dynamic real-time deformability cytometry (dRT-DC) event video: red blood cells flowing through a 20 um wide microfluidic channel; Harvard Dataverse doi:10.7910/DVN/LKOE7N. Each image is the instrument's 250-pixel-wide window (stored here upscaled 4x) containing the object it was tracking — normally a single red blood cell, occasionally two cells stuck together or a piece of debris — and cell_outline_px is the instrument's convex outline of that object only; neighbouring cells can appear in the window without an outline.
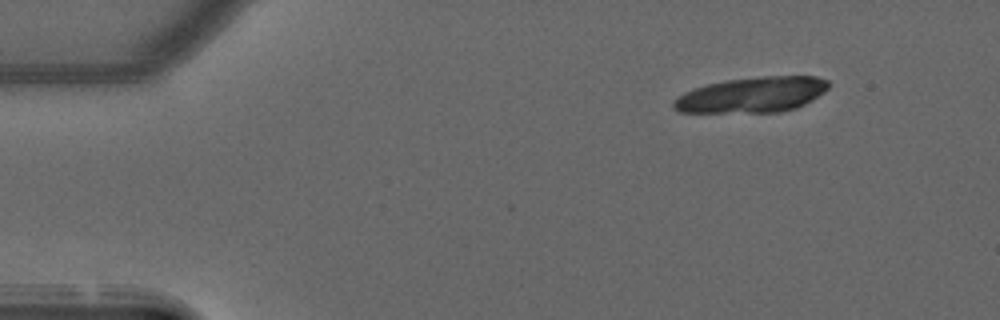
{"species": "common noctule bat (a hibernating species)", "species_latin": "Nyctalus noctula", "temperature_condition": "warm", "stored_images_in_passage": 13, "camera_frame_rate_fps": 3000, "um_per_image_px": 0.085, "animal": {"sex": "male", "forearm_length_mm": 52.5}, "frame": {"image": 1, "passage_image": 1, "time_ms": 0.0, "image_size_px": [1000, 320], "cell_outline_px": [[828, 88], [824, 92], [804, 104], [796, 108], [780, 112], [680, 112], [672, 108], [672, 100], [684, 92], [708, 84], [724, 80], [764, 76], [816, 76], [828, 80]], "centroid_in_image_um": [63.91, 8.05], "position_along_channel_um": 21.1, "area_um2": 31.96}}